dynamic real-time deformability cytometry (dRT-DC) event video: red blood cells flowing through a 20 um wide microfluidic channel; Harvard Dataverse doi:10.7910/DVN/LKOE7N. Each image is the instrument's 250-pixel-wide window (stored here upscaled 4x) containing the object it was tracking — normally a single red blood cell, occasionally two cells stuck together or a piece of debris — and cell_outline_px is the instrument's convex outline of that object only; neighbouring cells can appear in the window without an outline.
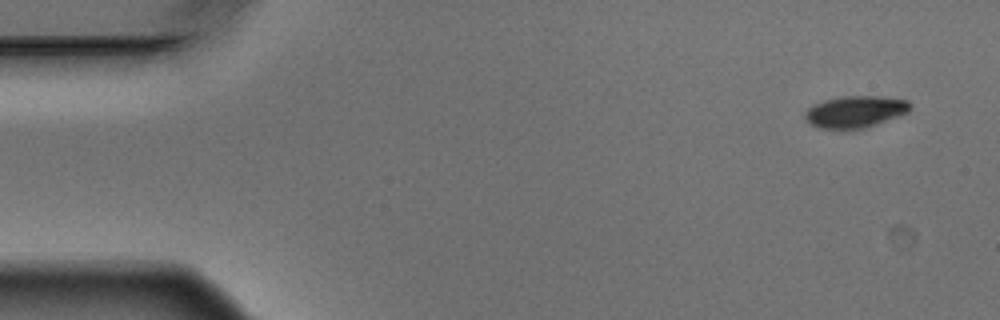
{"species": "Egyptian fruit bat (a non-hibernating species)", "species_latin": "Rousettus aegyptiacus", "temperature_condition": "warm", "stored_images_in_passage": 8, "camera_frame_rate_fps": 3000, "um_per_image_px": 0.085, "animal": {"sex": "male"}, "frame": {"image": 1, "passage_image": 1, "time_ms": 0.0, "image_size_px": [1000, 320], "cell_outline_px": [[912, 108], [908, 112], [876, 124], [864, 128], [844, 132], [840, 132], [816, 128], [804, 120], [804, 112], [808, 108], [824, 100], [840, 96], [880, 96], [908, 100], [912, 104]], "centroid_in_image_um": [72.64, 9.54], "position_along_channel_um": 12.4, "area_um2": 20.23}}
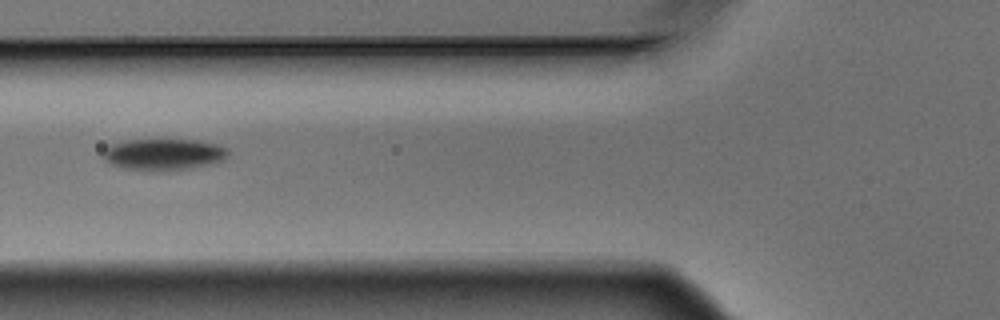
{"frame": {"image": 2, "passage_image": 6, "time_ms": 1.667, "image_size_px": [1000, 320], "cell_outline_px": [[228, 156], [224, 160], [212, 164], [192, 168], [124, 168], [112, 164], [100, 156], [104, 148], [112, 144], [124, 140], [196, 140], [216, 144], [228, 148]], "centroid_in_image_um": [13.93, 13.08], "position_along_channel_um": 111.9, "area_um2": 22.25}}
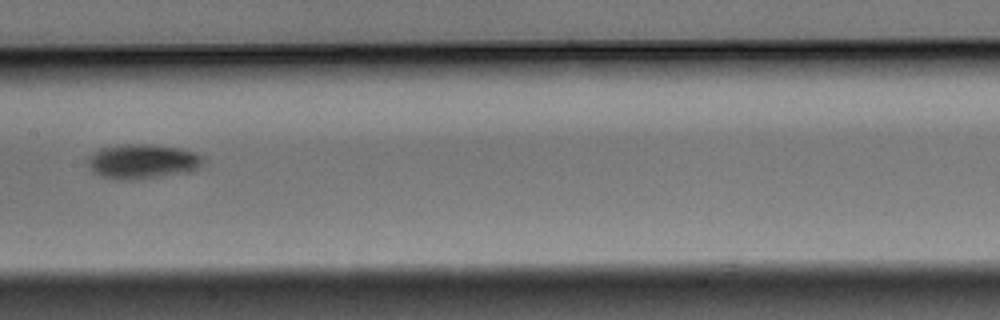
{"frame": {"image": 3, "passage_image": 8, "time_ms": 2.333, "image_size_px": [1000, 320], "cell_outline_px": [[204, 160], [200, 168], [188, 172], [164, 176], [132, 180], [116, 180], [100, 176], [92, 172], [88, 164], [88, 156], [100, 148], [120, 144], [152, 144], [180, 148], [204, 156]], "centroid_in_image_um": [12.1, 13.73], "position_along_channel_um": 195.3, "area_um2": 23.64}}